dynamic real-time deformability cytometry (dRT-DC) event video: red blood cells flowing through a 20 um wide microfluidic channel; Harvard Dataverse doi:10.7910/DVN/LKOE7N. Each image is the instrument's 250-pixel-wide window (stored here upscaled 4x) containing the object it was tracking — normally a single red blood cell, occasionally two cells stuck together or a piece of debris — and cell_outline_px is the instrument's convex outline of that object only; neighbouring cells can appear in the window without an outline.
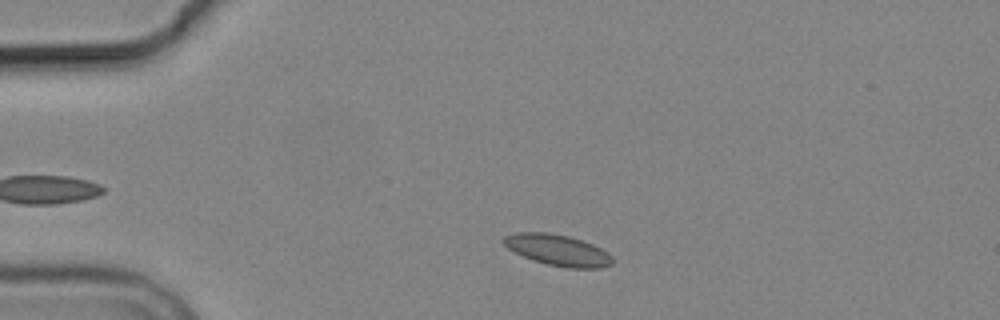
{"species": "common noctule bat (a hibernating species)", "species_latin": "Nyctalus noctula", "temperature_condition": "cold", "stored_images_in_passage": 2, "camera_frame_rate_fps": 3000, "um_per_image_px": 0.085, "animal": {"sex": "male", "body_mass_g": 19.2, "forearm_length_mm": 51.8}, "frame": {"image": 1, "passage_image": 1, "time_ms": 0.0, "image_size_px": [1000, 320], "cell_outline_px": [[612, 264], [600, 268], [568, 268], [548, 264], [532, 260], [508, 248], [500, 240], [504, 236], [516, 232], [548, 232], [568, 236], [592, 244], [608, 252], [612, 256]], "centroid_in_image_um": [47.39, 21.25], "position_along_channel_um": 37.6, "area_um2": 19.65}}